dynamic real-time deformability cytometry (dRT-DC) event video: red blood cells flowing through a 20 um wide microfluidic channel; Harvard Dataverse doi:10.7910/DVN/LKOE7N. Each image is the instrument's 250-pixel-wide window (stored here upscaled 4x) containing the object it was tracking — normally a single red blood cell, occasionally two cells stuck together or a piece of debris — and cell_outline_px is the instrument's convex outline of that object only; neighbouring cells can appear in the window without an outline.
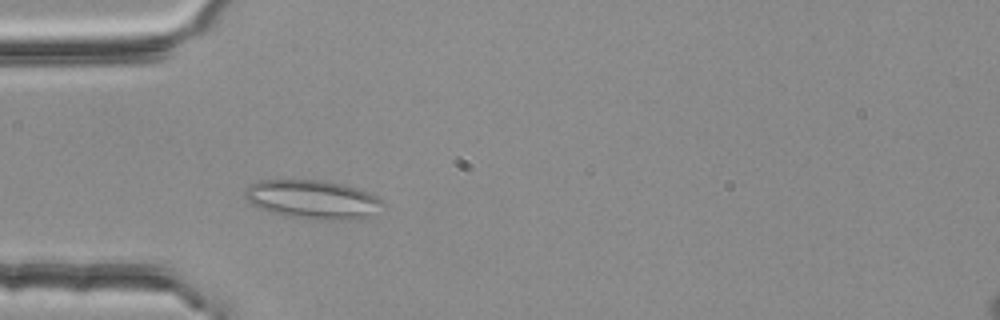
{"species": "common noctule bat (a hibernating species)", "species_latin": "Nyctalus noctula", "temperature_condition": "room temperature", "stored_images_in_passage": 45, "camera_frame_rate_fps": 3000, "um_per_image_px": 0.085, "animal": {"sex": "female", "body_mass_g": 25.1}, "frame": {"image": 1, "passage_image": 10, "time_ms": 3.0, "image_size_px": [1000, 320], "cell_outline_px": [[384, 204], [368, 216], [360, 220], [308, 220], [284, 216], [268, 212], [256, 208], [244, 196], [244, 192], [248, 184], [260, 180], [324, 180], [344, 184], [368, 192], [384, 200]], "centroid_in_image_um": [26.54, 16.97], "position_along_channel_um": 58.5, "area_um2": 31.79}}
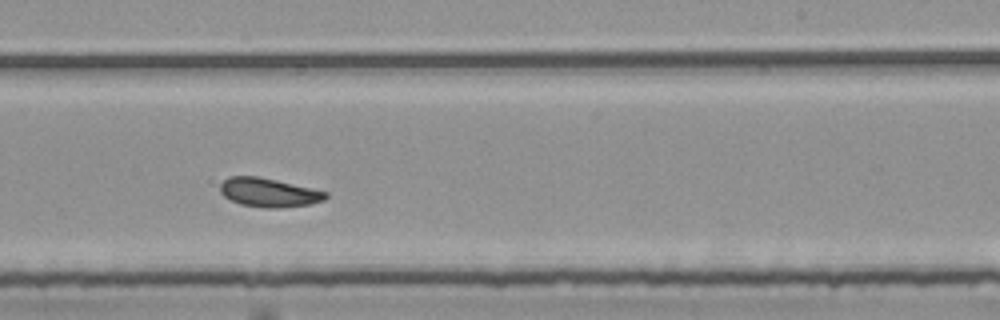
{"frame": {"image": 2, "passage_image": 27, "time_ms": 8.667, "image_size_px": [1000, 320], "cell_outline_px": [[328, 196], [324, 200], [308, 204], [280, 208], [264, 208], [240, 204], [224, 196], [220, 192], [220, 184], [228, 176], [256, 176], [276, 180], [328, 192]], "centroid_in_image_um": [22.83, 16.36], "position_along_channel_um": 266.2, "area_um2": 17.63}}
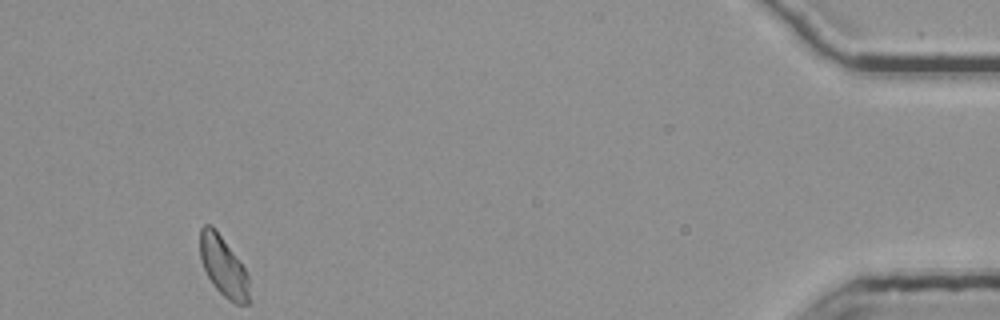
{"frame": {"image": 3, "passage_image": 45, "time_ms": 14.667, "image_size_px": [1000, 320], "cell_outline_px": [[248, 304], [236, 304], [228, 300], [216, 288], [208, 276], [200, 260], [200, 228], [204, 224], [212, 224], [216, 228], [244, 268], [248, 276]], "centroid_in_image_um": [18.96, 22.6], "position_along_channel_um": 416.2, "area_um2": 17.05}, "authors_computed_cell_mechanics": {"area_um2": 17.7446, "velocity_mm_per_s": 3.7245, "shape_relaxation_time_tau1_ms": null, "shape_relaxation_time_tau2_ms": 4.5886, "deformation_change_tau1": null, "deformation_change_tau2": 0.0855}}